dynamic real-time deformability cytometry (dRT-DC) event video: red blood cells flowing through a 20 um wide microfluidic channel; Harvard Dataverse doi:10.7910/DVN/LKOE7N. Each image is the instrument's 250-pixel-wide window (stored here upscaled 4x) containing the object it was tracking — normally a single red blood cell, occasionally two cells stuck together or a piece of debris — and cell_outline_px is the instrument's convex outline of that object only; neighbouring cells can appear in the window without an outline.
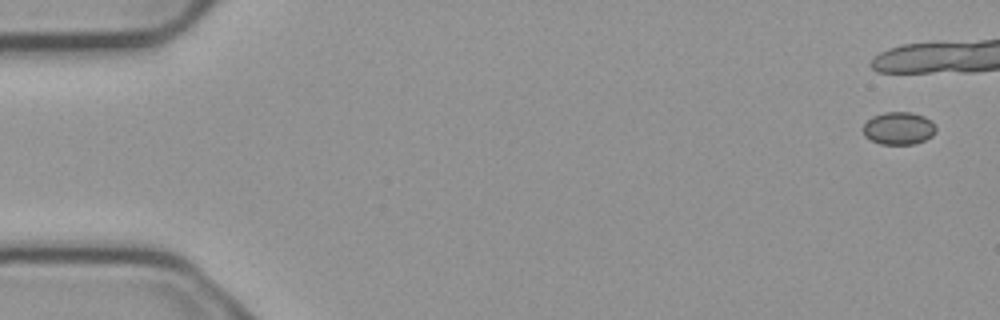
{"species": "common noctule bat (a hibernating species)", "species_latin": "Nyctalus noctula", "temperature_condition": "cold", "stored_images_in_passage": 3, "camera_frame_rate_fps": 3000, "um_per_image_px": 0.085, "animal": {"sex": "male", "body_mass_g": 23.1, "forearm_length_mm": 52.7}, "frame": {"image": 1, "passage_image": 3, "time_ms": 0.667, "image_size_px": [1000, 320], "cell_outline_px": [[936, 132], [932, 136], [924, 140], [912, 144], [880, 144], [864, 136], [864, 124], [872, 116], [884, 112], [912, 112], [924, 116], [932, 120], [936, 128]], "centroid_in_image_um": [76.41, 10.89], "position_along_channel_um": 8.6, "area_um2": 13.87}}